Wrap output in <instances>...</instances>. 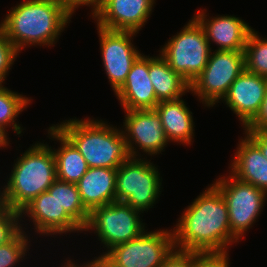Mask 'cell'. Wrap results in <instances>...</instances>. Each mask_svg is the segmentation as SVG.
Masks as SVG:
<instances>
[{
  "mask_svg": "<svg viewBox=\"0 0 267 267\" xmlns=\"http://www.w3.org/2000/svg\"><path fill=\"white\" fill-rule=\"evenodd\" d=\"M191 203L172 228L175 249L224 252L229 251L233 243L240 242L231 233L227 204L213 184Z\"/></svg>",
  "mask_w": 267,
  "mask_h": 267,
  "instance_id": "obj_1",
  "label": "cell"
},
{
  "mask_svg": "<svg viewBox=\"0 0 267 267\" xmlns=\"http://www.w3.org/2000/svg\"><path fill=\"white\" fill-rule=\"evenodd\" d=\"M71 22L59 0H23L1 20L7 38L20 53L31 46H53Z\"/></svg>",
  "mask_w": 267,
  "mask_h": 267,
  "instance_id": "obj_2",
  "label": "cell"
},
{
  "mask_svg": "<svg viewBox=\"0 0 267 267\" xmlns=\"http://www.w3.org/2000/svg\"><path fill=\"white\" fill-rule=\"evenodd\" d=\"M55 126L75 145L88 167L118 168L131 157L122 129L102 119L75 117Z\"/></svg>",
  "mask_w": 267,
  "mask_h": 267,
  "instance_id": "obj_3",
  "label": "cell"
},
{
  "mask_svg": "<svg viewBox=\"0 0 267 267\" xmlns=\"http://www.w3.org/2000/svg\"><path fill=\"white\" fill-rule=\"evenodd\" d=\"M12 166L7 183L0 190V202L18 212L57 179L52 146L44 142L32 144Z\"/></svg>",
  "mask_w": 267,
  "mask_h": 267,
  "instance_id": "obj_4",
  "label": "cell"
},
{
  "mask_svg": "<svg viewBox=\"0 0 267 267\" xmlns=\"http://www.w3.org/2000/svg\"><path fill=\"white\" fill-rule=\"evenodd\" d=\"M211 51L203 27L192 17L158 52L174 72L191 84L204 70Z\"/></svg>",
  "mask_w": 267,
  "mask_h": 267,
  "instance_id": "obj_5",
  "label": "cell"
},
{
  "mask_svg": "<svg viewBox=\"0 0 267 267\" xmlns=\"http://www.w3.org/2000/svg\"><path fill=\"white\" fill-rule=\"evenodd\" d=\"M155 165L148 161L147 156L130 157L124 161L117 168L116 201L124 202L142 213L153 208L162 192L163 180Z\"/></svg>",
  "mask_w": 267,
  "mask_h": 267,
  "instance_id": "obj_6",
  "label": "cell"
},
{
  "mask_svg": "<svg viewBox=\"0 0 267 267\" xmlns=\"http://www.w3.org/2000/svg\"><path fill=\"white\" fill-rule=\"evenodd\" d=\"M174 249L172 229L144 230L136 239L115 245L94 259L105 267H160Z\"/></svg>",
  "mask_w": 267,
  "mask_h": 267,
  "instance_id": "obj_7",
  "label": "cell"
},
{
  "mask_svg": "<svg viewBox=\"0 0 267 267\" xmlns=\"http://www.w3.org/2000/svg\"><path fill=\"white\" fill-rule=\"evenodd\" d=\"M212 51L204 70L190 84V93L209 108L221 102L231 84L245 70L244 51Z\"/></svg>",
  "mask_w": 267,
  "mask_h": 267,
  "instance_id": "obj_8",
  "label": "cell"
},
{
  "mask_svg": "<svg viewBox=\"0 0 267 267\" xmlns=\"http://www.w3.org/2000/svg\"><path fill=\"white\" fill-rule=\"evenodd\" d=\"M227 176V177H226ZM221 175L213 185L220 191L227 208L231 233L240 240L257 222L267 201V193L229 175Z\"/></svg>",
  "mask_w": 267,
  "mask_h": 267,
  "instance_id": "obj_9",
  "label": "cell"
},
{
  "mask_svg": "<svg viewBox=\"0 0 267 267\" xmlns=\"http://www.w3.org/2000/svg\"><path fill=\"white\" fill-rule=\"evenodd\" d=\"M141 213L124 202L115 201L95 208L84 231H94L107 252L115 245L136 239L145 230L147 226L140 219Z\"/></svg>",
  "mask_w": 267,
  "mask_h": 267,
  "instance_id": "obj_10",
  "label": "cell"
},
{
  "mask_svg": "<svg viewBox=\"0 0 267 267\" xmlns=\"http://www.w3.org/2000/svg\"><path fill=\"white\" fill-rule=\"evenodd\" d=\"M100 41L102 65L114 93L124 84L133 63L141 55L134 46L135 32L114 31L96 26Z\"/></svg>",
  "mask_w": 267,
  "mask_h": 267,
  "instance_id": "obj_11",
  "label": "cell"
},
{
  "mask_svg": "<svg viewBox=\"0 0 267 267\" xmlns=\"http://www.w3.org/2000/svg\"><path fill=\"white\" fill-rule=\"evenodd\" d=\"M124 113L126 115L121 128L131 157H142L145 154L154 157L164 151L169 143L155 109L130 110ZM138 151L144 154L141 155Z\"/></svg>",
  "mask_w": 267,
  "mask_h": 267,
  "instance_id": "obj_12",
  "label": "cell"
},
{
  "mask_svg": "<svg viewBox=\"0 0 267 267\" xmlns=\"http://www.w3.org/2000/svg\"><path fill=\"white\" fill-rule=\"evenodd\" d=\"M26 215V216H25ZM21 221L30 218L35 233L42 236L82 233L84 229L61 207L54 193L45 191L20 211ZM23 217V218H22Z\"/></svg>",
  "mask_w": 267,
  "mask_h": 267,
  "instance_id": "obj_13",
  "label": "cell"
},
{
  "mask_svg": "<svg viewBox=\"0 0 267 267\" xmlns=\"http://www.w3.org/2000/svg\"><path fill=\"white\" fill-rule=\"evenodd\" d=\"M156 0H103L93 20L101 28L139 33L151 16Z\"/></svg>",
  "mask_w": 267,
  "mask_h": 267,
  "instance_id": "obj_14",
  "label": "cell"
},
{
  "mask_svg": "<svg viewBox=\"0 0 267 267\" xmlns=\"http://www.w3.org/2000/svg\"><path fill=\"white\" fill-rule=\"evenodd\" d=\"M267 78L244 70L221 100L245 128L258 114L265 99ZM224 101V102H223Z\"/></svg>",
  "mask_w": 267,
  "mask_h": 267,
  "instance_id": "obj_15",
  "label": "cell"
},
{
  "mask_svg": "<svg viewBox=\"0 0 267 267\" xmlns=\"http://www.w3.org/2000/svg\"><path fill=\"white\" fill-rule=\"evenodd\" d=\"M206 12L200 9L193 17L203 27L209 44L215 43L218 46L215 50L244 51L253 28L239 17L226 14L209 17Z\"/></svg>",
  "mask_w": 267,
  "mask_h": 267,
  "instance_id": "obj_16",
  "label": "cell"
},
{
  "mask_svg": "<svg viewBox=\"0 0 267 267\" xmlns=\"http://www.w3.org/2000/svg\"><path fill=\"white\" fill-rule=\"evenodd\" d=\"M115 95L124 111L155 109L159 102L149 77V56L142 53L136 59Z\"/></svg>",
  "mask_w": 267,
  "mask_h": 267,
  "instance_id": "obj_17",
  "label": "cell"
},
{
  "mask_svg": "<svg viewBox=\"0 0 267 267\" xmlns=\"http://www.w3.org/2000/svg\"><path fill=\"white\" fill-rule=\"evenodd\" d=\"M239 140L229 167L230 174L267 193V158L246 134Z\"/></svg>",
  "mask_w": 267,
  "mask_h": 267,
  "instance_id": "obj_18",
  "label": "cell"
},
{
  "mask_svg": "<svg viewBox=\"0 0 267 267\" xmlns=\"http://www.w3.org/2000/svg\"><path fill=\"white\" fill-rule=\"evenodd\" d=\"M116 175L117 168L89 167L76 183L81 202L89 213L116 201Z\"/></svg>",
  "mask_w": 267,
  "mask_h": 267,
  "instance_id": "obj_19",
  "label": "cell"
},
{
  "mask_svg": "<svg viewBox=\"0 0 267 267\" xmlns=\"http://www.w3.org/2000/svg\"><path fill=\"white\" fill-rule=\"evenodd\" d=\"M186 102L180 98L162 101L155 107L161 118L163 130L168 142L191 146L194 139V117Z\"/></svg>",
  "mask_w": 267,
  "mask_h": 267,
  "instance_id": "obj_20",
  "label": "cell"
},
{
  "mask_svg": "<svg viewBox=\"0 0 267 267\" xmlns=\"http://www.w3.org/2000/svg\"><path fill=\"white\" fill-rule=\"evenodd\" d=\"M50 140L59 141L60 147L53 148L56 162V178L77 183L88 170V164L75 145L53 124L48 128Z\"/></svg>",
  "mask_w": 267,
  "mask_h": 267,
  "instance_id": "obj_21",
  "label": "cell"
},
{
  "mask_svg": "<svg viewBox=\"0 0 267 267\" xmlns=\"http://www.w3.org/2000/svg\"><path fill=\"white\" fill-rule=\"evenodd\" d=\"M149 77L158 102L178 100L190 92V84L160 54L149 57Z\"/></svg>",
  "mask_w": 267,
  "mask_h": 267,
  "instance_id": "obj_22",
  "label": "cell"
},
{
  "mask_svg": "<svg viewBox=\"0 0 267 267\" xmlns=\"http://www.w3.org/2000/svg\"><path fill=\"white\" fill-rule=\"evenodd\" d=\"M31 99L0 84V128L7 133L9 126L20 137L24 128L16 118L32 103Z\"/></svg>",
  "mask_w": 267,
  "mask_h": 267,
  "instance_id": "obj_23",
  "label": "cell"
},
{
  "mask_svg": "<svg viewBox=\"0 0 267 267\" xmlns=\"http://www.w3.org/2000/svg\"><path fill=\"white\" fill-rule=\"evenodd\" d=\"M54 193L61 207L84 229L89 221L90 213L81 202L76 183L56 179L47 190Z\"/></svg>",
  "mask_w": 267,
  "mask_h": 267,
  "instance_id": "obj_24",
  "label": "cell"
},
{
  "mask_svg": "<svg viewBox=\"0 0 267 267\" xmlns=\"http://www.w3.org/2000/svg\"><path fill=\"white\" fill-rule=\"evenodd\" d=\"M245 69L267 78V38L259 36L254 29L250 32L245 48Z\"/></svg>",
  "mask_w": 267,
  "mask_h": 267,
  "instance_id": "obj_25",
  "label": "cell"
},
{
  "mask_svg": "<svg viewBox=\"0 0 267 267\" xmlns=\"http://www.w3.org/2000/svg\"><path fill=\"white\" fill-rule=\"evenodd\" d=\"M29 238V239H28ZM30 237L21 230L11 241L0 246V267H15L16 264L25 260L29 251Z\"/></svg>",
  "mask_w": 267,
  "mask_h": 267,
  "instance_id": "obj_26",
  "label": "cell"
},
{
  "mask_svg": "<svg viewBox=\"0 0 267 267\" xmlns=\"http://www.w3.org/2000/svg\"><path fill=\"white\" fill-rule=\"evenodd\" d=\"M20 223H22L20 212L0 202V246L11 241L23 230V225Z\"/></svg>",
  "mask_w": 267,
  "mask_h": 267,
  "instance_id": "obj_27",
  "label": "cell"
},
{
  "mask_svg": "<svg viewBox=\"0 0 267 267\" xmlns=\"http://www.w3.org/2000/svg\"><path fill=\"white\" fill-rule=\"evenodd\" d=\"M17 56H19V52L7 38L5 30L0 24V84H4L7 80L6 76L9 74Z\"/></svg>",
  "mask_w": 267,
  "mask_h": 267,
  "instance_id": "obj_28",
  "label": "cell"
},
{
  "mask_svg": "<svg viewBox=\"0 0 267 267\" xmlns=\"http://www.w3.org/2000/svg\"><path fill=\"white\" fill-rule=\"evenodd\" d=\"M229 251L194 252V267H230Z\"/></svg>",
  "mask_w": 267,
  "mask_h": 267,
  "instance_id": "obj_29",
  "label": "cell"
},
{
  "mask_svg": "<svg viewBox=\"0 0 267 267\" xmlns=\"http://www.w3.org/2000/svg\"><path fill=\"white\" fill-rule=\"evenodd\" d=\"M160 267H194V252L174 249Z\"/></svg>",
  "mask_w": 267,
  "mask_h": 267,
  "instance_id": "obj_30",
  "label": "cell"
},
{
  "mask_svg": "<svg viewBox=\"0 0 267 267\" xmlns=\"http://www.w3.org/2000/svg\"><path fill=\"white\" fill-rule=\"evenodd\" d=\"M64 10L72 17L76 9L80 6H89L91 9V17L100 10L103 0H59Z\"/></svg>",
  "mask_w": 267,
  "mask_h": 267,
  "instance_id": "obj_31",
  "label": "cell"
},
{
  "mask_svg": "<svg viewBox=\"0 0 267 267\" xmlns=\"http://www.w3.org/2000/svg\"><path fill=\"white\" fill-rule=\"evenodd\" d=\"M244 130H267V88L265 99L257 116L245 127Z\"/></svg>",
  "mask_w": 267,
  "mask_h": 267,
  "instance_id": "obj_32",
  "label": "cell"
},
{
  "mask_svg": "<svg viewBox=\"0 0 267 267\" xmlns=\"http://www.w3.org/2000/svg\"><path fill=\"white\" fill-rule=\"evenodd\" d=\"M246 134L262 151L267 158V130H244Z\"/></svg>",
  "mask_w": 267,
  "mask_h": 267,
  "instance_id": "obj_33",
  "label": "cell"
},
{
  "mask_svg": "<svg viewBox=\"0 0 267 267\" xmlns=\"http://www.w3.org/2000/svg\"><path fill=\"white\" fill-rule=\"evenodd\" d=\"M61 267H105V265L99 259H92L89 262H85L82 265L75 263L74 259H66L65 262L63 260Z\"/></svg>",
  "mask_w": 267,
  "mask_h": 267,
  "instance_id": "obj_34",
  "label": "cell"
},
{
  "mask_svg": "<svg viewBox=\"0 0 267 267\" xmlns=\"http://www.w3.org/2000/svg\"><path fill=\"white\" fill-rule=\"evenodd\" d=\"M8 133H6L4 130L0 128V149L6 148L9 146L10 138H8Z\"/></svg>",
  "mask_w": 267,
  "mask_h": 267,
  "instance_id": "obj_35",
  "label": "cell"
}]
</instances>
